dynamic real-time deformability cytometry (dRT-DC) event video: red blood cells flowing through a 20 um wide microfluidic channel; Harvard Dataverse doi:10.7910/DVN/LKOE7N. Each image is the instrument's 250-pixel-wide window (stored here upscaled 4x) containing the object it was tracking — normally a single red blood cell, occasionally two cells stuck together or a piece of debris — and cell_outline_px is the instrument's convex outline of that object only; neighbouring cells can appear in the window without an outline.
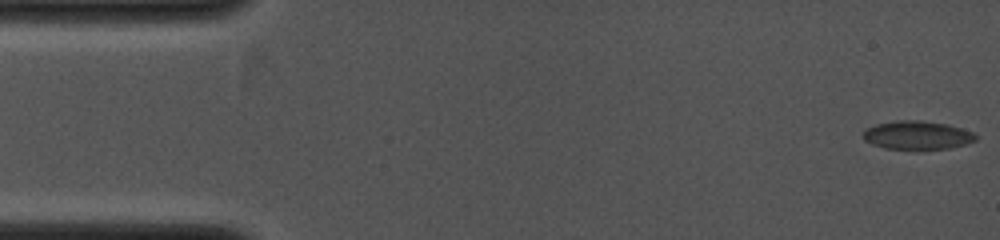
{"species": "common noctule bat (a hibernating species)", "species_latin": "Nyctalus noctula", "temperature_condition": "cold", "stored_images_in_passage": 21, "camera_frame_rate_fps": 4000, "um_per_image_px": 0.085, "animal": {"sex": "female", "body_mass_g": 19.0, "forearm_length_mm": 53.3}, "frame": {"image": 1, "passage_image": 1, "time_ms": 0.0, "image_size_px": [1000, 240], "cell_outline_px": [[976, 140], [952, 148], [916, 152], [884, 148], [872, 144], [864, 140], [864, 128], [876, 124], [896, 120], [920, 120], [948, 124], [972, 132], [976, 136]], "centroid_in_image_um": [77.93, 11.53], "position_along_channel_um": 7.1, "area_um2": 19.42}}
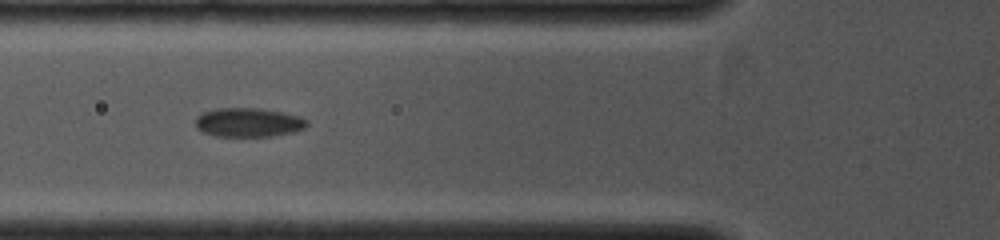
{"frame": {"image": 2, "passage_image": 12, "time_ms": 4.25, "image_size_px": [1000, 240], "cell_outline_px": [[308, 124], [304, 128], [296, 132], [272, 136], [216, 136], [204, 132], [196, 128], [196, 116], [204, 112], [216, 108], [260, 108], [300, 116], [308, 120]], "centroid_in_image_um": [21.13, 10.4], "position_along_channel_um": 104.7, "area_um2": 18.9}}
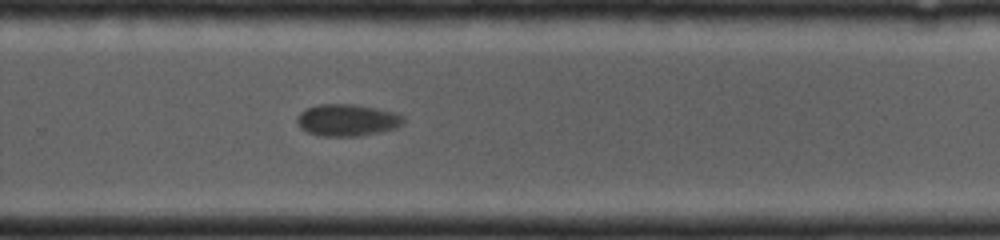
{"frame": {"image": 3, "passage_image": 21, "time_ms": 8.0, "image_size_px": [1000, 240], "cell_outline_px": [[404, 124], [396, 128], [380, 132], [356, 136], [324, 136], [308, 132], [300, 128], [296, 120], [300, 112], [308, 108], [320, 104], [352, 104], [376, 108], [396, 112], [404, 116]], "centroid_in_image_um": [29.55, 10.21], "position_along_channel_um": 300.3, "area_um2": 19.77}}